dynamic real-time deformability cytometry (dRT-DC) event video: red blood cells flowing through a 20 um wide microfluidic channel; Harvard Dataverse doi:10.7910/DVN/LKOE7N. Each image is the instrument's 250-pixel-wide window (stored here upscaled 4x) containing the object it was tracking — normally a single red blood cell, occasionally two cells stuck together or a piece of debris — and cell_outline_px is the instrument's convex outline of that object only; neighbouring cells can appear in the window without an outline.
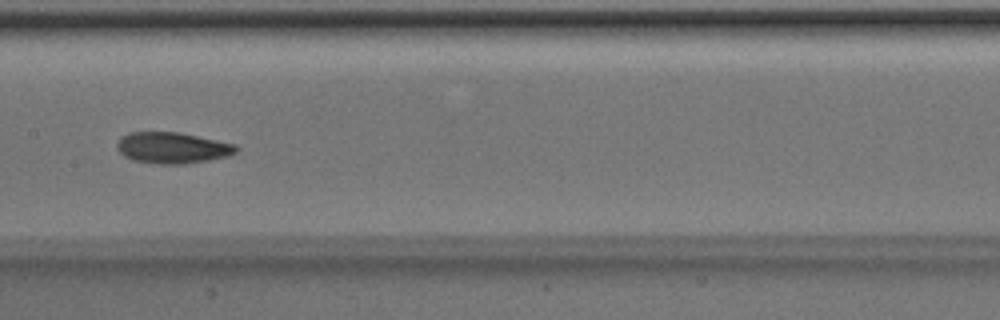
{"species": "Egyptian fruit bat (a non-hibernating species)", "species_latin": "Rousettus aegyptiacus", "temperature_condition": "room temperature", "stored_images_in_passage": 8, "camera_frame_rate_fps": 3000, "um_per_image_px": 0.085, "animal": {"sex": "male"}, "frame": {"image": 1, "passage_image": 8, "time_ms": 2.333, "image_size_px": [1000, 320], "cell_outline_px": [[240, 148], [236, 152], [228, 156], [208, 160], [184, 164], [156, 164], [132, 160], [124, 156], [116, 148], [116, 144], [120, 136], [128, 132], [180, 132], [236, 144]], "centroid_in_image_um": [14.64, 12.56], "position_along_channel_um": 192.8, "area_um2": 21.91}}